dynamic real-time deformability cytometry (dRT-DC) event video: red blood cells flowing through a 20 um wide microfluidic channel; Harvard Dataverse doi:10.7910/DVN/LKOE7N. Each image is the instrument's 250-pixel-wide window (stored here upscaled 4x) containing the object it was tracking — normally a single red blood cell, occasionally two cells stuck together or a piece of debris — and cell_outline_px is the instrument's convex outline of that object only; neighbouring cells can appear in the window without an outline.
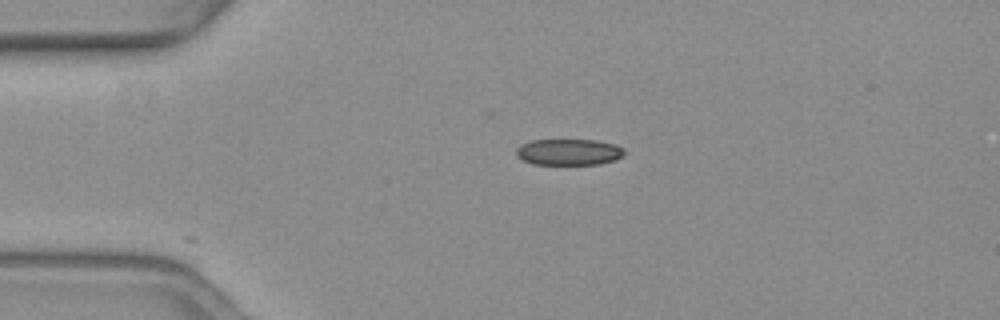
{"species": "common noctule bat (a hibernating species)", "species_latin": "Nyctalus noctula", "temperature_condition": "warm", "stored_images_in_passage": 20, "camera_frame_rate_fps": 3000, "um_per_image_px": 0.085, "animal": {"sex": "female", "body_mass_g": 19.3, "forearm_length_mm": 54.1}, "frame": {"image": 1, "passage_image": 1, "time_ms": 0.0, "image_size_px": [1000, 320], "cell_outline_px": [[624, 156], [616, 160], [600, 164], [532, 164], [516, 156], [516, 148], [520, 144], [528, 140], [596, 140], [616, 144], [624, 148]], "centroid_in_image_um": [48.36, 12.92], "position_along_channel_um": 36.6, "area_um2": 16.76}}
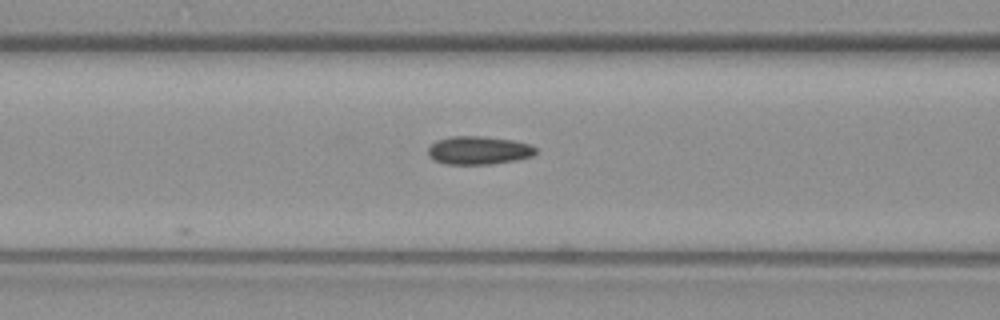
{"frame": {"image": 2, "passage_image": 11, "time_ms": 3.333, "image_size_px": [1000, 320], "cell_outline_px": [[536, 152], [532, 156], [516, 160], [492, 164], [444, 164], [432, 160], [428, 156], [428, 148], [436, 140], [448, 136], [484, 136], [512, 140], [532, 144], [536, 148]], "centroid_in_image_um": [40.66, 12.77], "position_along_channel_um": 125.9, "area_um2": 17.98}}
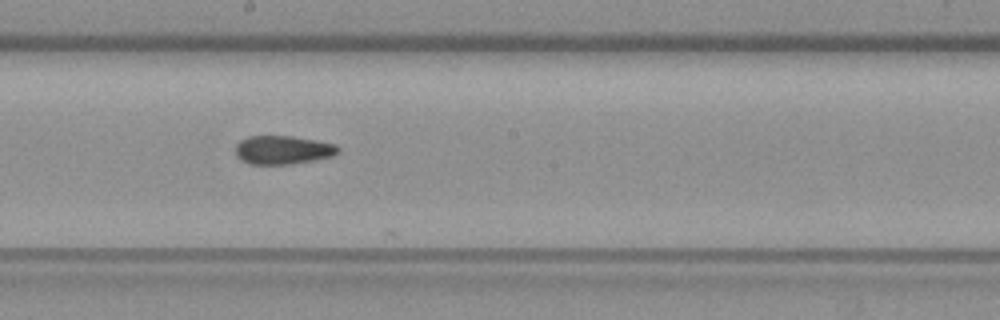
{"frame": {"image": 3, "passage_image": 19, "time_ms": 6.0, "image_size_px": [1000, 320], "cell_outline_px": [[340, 152], [332, 156], [312, 160], [288, 164], [248, 164], [240, 160], [236, 156], [236, 144], [240, 140], [248, 136], [292, 136], [316, 140], [336, 144], [340, 148]], "centroid_in_image_um": [24.03, 12.74], "position_along_channel_um": 224.2, "area_um2": 17.17}}